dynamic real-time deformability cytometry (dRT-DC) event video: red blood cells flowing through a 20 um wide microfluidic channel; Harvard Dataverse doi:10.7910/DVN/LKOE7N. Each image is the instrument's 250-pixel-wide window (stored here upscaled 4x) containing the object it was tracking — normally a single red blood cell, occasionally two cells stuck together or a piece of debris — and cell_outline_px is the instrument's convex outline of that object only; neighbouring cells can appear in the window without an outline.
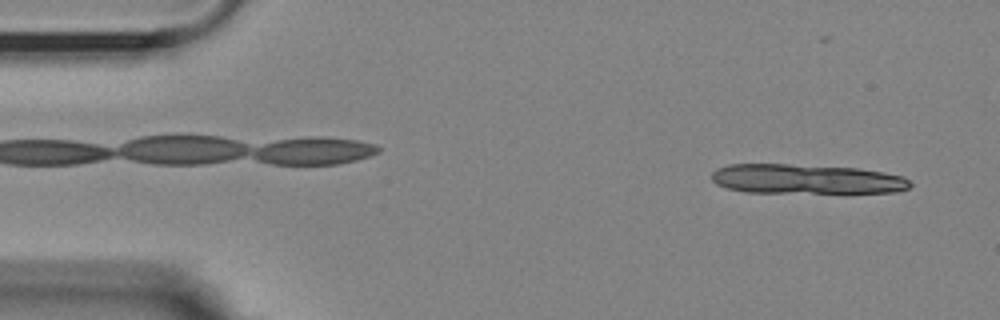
{"species": "Egyptian fruit bat (a non-hibernating species)", "species_latin": "Rousettus aegyptiacus", "temperature_condition": "room temperature", "stored_images_in_passage": 9, "camera_frame_rate_fps": 3000, "um_per_image_px": 0.085, "animal": {"sex": "female"}, "frame": {"image": 1, "passage_image": 2, "time_ms": 0.333, "image_size_px": [1000, 320], "cell_outline_px": [[912, 184], [908, 188], [896, 192], [748, 192], [728, 188], [716, 184], [712, 180], [712, 172], [716, 168], [728, 164], [788, 164], [860, 168], [884, 172], [904, 176]], "centroid_in_image_um": [68.52, 15.21], "position_along_channel_um": 16.5, "area_um2": 34.22}}